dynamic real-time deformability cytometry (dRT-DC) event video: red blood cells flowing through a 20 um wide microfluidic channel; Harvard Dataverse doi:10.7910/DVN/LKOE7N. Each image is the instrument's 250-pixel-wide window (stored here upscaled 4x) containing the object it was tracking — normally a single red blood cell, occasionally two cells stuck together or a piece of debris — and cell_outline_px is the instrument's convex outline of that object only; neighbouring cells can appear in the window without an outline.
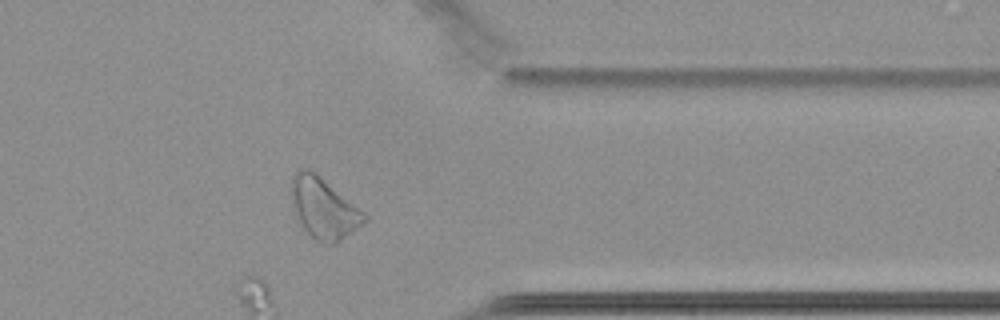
{"species": "common noctule bat (a hibernating species)", "species_latin": "Nyctalus noctula", "temperature_condition": "cold", "stored_images_in_passage": 55, "camera_frame_rate_fps": 3000, "um_per_image_px": 0.085, "animal": {"sex": "female", "body_mass_g": 22.7, "forearm_length_mm": 54.2}, "frame": {"image": 1, "passage_image": 55, "time_ms": 18.0, "image_size_px": [1000, 320], "cell_outline_px": [[368, 220], [336, 244], [324, 244], [316, 240], [304, 228], [296, 216], [292, 204], [292, 180], [296, 172], [300, 168], [304, 168], [316, 172], [364, 212], [368, 216]], "centroid_in_image_um": [27.53, 17.71], "position_along_channel_um": 383.9, "area_um2": 25.61}}